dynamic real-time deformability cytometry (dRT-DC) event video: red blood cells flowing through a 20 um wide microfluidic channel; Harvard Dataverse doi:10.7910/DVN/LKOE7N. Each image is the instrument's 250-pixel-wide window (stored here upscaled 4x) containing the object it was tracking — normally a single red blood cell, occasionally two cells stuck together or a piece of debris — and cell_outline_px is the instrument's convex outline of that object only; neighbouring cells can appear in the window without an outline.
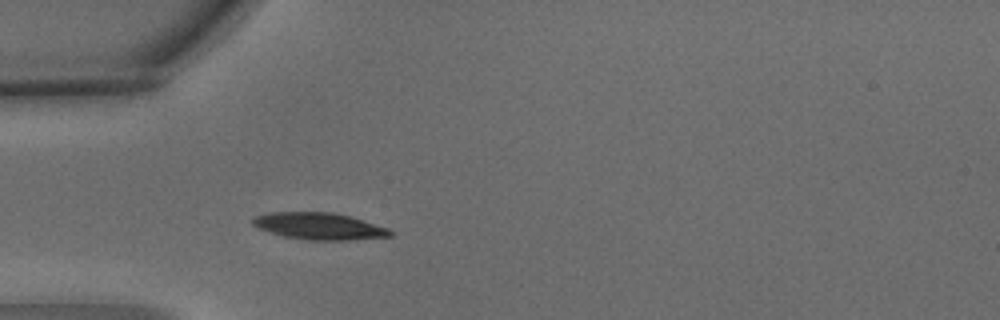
{"species": "common noctule bat (a hibernating species)", "species_latin": "Nyctalus noctula", "temperature_condition": "warm", "stored_images_in_passage": 3, "camera_frame_rate_fps": 3000, "um_per_image_px": 0.085, "animal": {"sex": "male", "body_mass_g": 15.6}, "frame": {"image": 1, "passage_image": 3, "time_ms": 0.667, "image_size_px": [1000, 320], "cell_outline_px": [[392, 236], [348, 240], [308, 240], [284, 236], [268, 232], [252, 224], [252, 220], [256, 216], [268, 212], [332, 212], [348, 216], [388, 228], [392, 232]], "centroid_in_image_um": [27.1, 19.22], "position_along_channel_um": 57.9, "area_um2": 21.27}}